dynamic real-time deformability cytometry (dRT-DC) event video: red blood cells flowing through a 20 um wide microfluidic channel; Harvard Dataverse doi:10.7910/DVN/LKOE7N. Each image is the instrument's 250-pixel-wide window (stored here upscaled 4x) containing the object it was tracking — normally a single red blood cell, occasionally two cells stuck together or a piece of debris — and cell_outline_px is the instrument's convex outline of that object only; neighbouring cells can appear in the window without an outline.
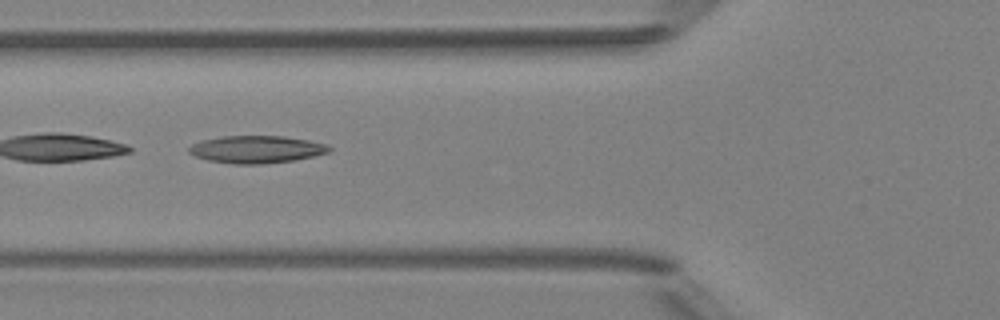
{"species": "Egyptian fruit bat (a non-hibernating species)", "species_latin": "Rousettus aegyptiacus", "temperature_condition": "room temperature", "stored_images_in_passage": 8, "camera_frame_rate_fps": 3000, "um_per_image_px": 0.085, "animal": {"sex": "female"}, "frame": {"image": 1, "passage_image": 5, "time_ms": 4.667, "image_size_px": [1000, 320], "cell_outline_px": [[332, 148], [328, 152], [312, 156], [292, 160], [260, 164], [232, 164], [208, 160], [196, 156], [188, 152], [188, 148], [192, 144], [200, 140], [220, 136], [284, 136], [308, 140], [328, 144]], "centroid_in_image_um": [21.77, 12.68], "position_along_channel_um": 104.0, "area_um2": 22.37}}
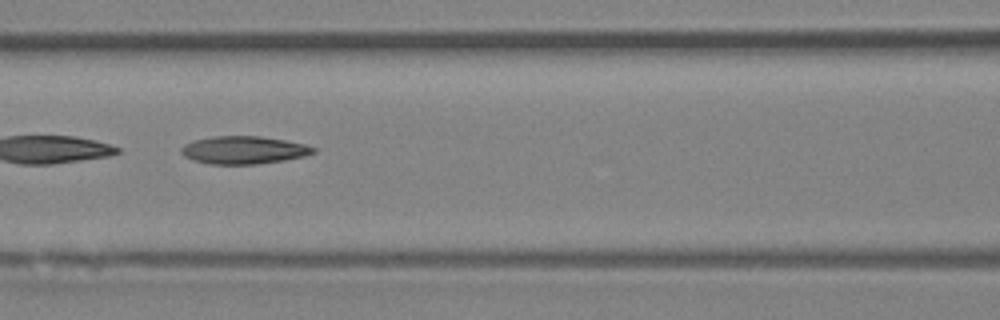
{"frame": {"image": 2, "passage_image": 6, "time_ms": 5.667, "image_size_px": [1000, 320], "cell_outline_px": [[316, 152], [304, 156], [284, 160], [256, 164], [208, 164], [192, 160], [184, 156], [180, 152], [180, 148], [184, 144], [192, 140], [212, 136], [260, 136], [284, 140], [304, 144], [316, 148]], "centroid_in_image_um": [20.67, 12.75], "position_along_channel_um": 145.9, "area_um2": 21.5}}
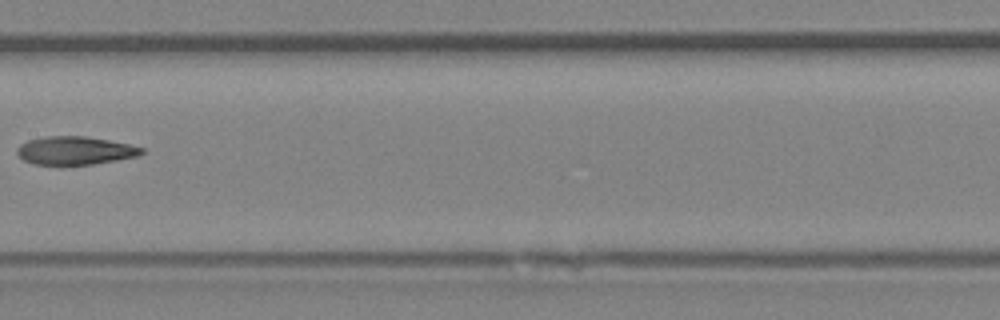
{"frame": {"image": 3, "passage_image": 7, "time_ms": 7.0, "image_size_px": [1000, 320], "cell_outline_px": [[144, 152], [136, 156], [116, 160], [92, 164], [64, 168], [32, 164], [24, 160], [16, 152], [16, 148], [20, 144], [28, 140], [48, 136], [84, 136], [108, 140], [128, 144], [144, 148]], "centroid_in_image_um": [6.31, 12.84], "position_along_channel_um": 201.1, "area_um2": 21.1}}